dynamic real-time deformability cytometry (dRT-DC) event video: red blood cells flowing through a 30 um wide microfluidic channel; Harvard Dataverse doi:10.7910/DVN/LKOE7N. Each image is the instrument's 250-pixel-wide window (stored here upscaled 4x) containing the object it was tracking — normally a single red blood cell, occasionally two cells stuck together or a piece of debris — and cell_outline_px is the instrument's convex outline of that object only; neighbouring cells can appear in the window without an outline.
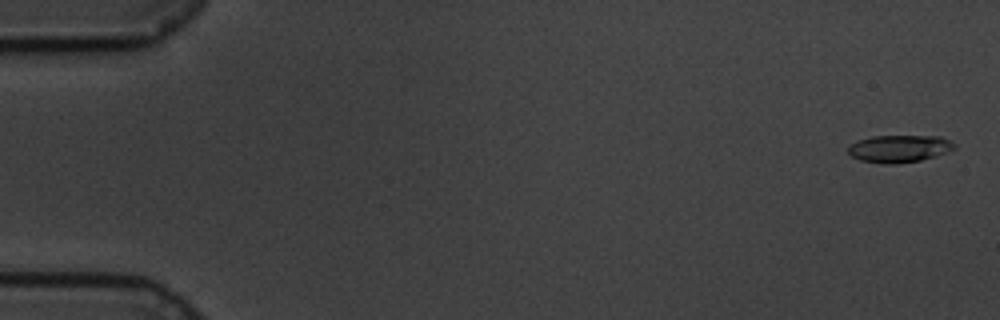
{"species": "common noctule bat (a hibernating species)", "species_latin": "Nyctalus noctula", "temperature_condition": "cold", "stored_images_in_passage": 60, "camera_frame_rate_fps": 3000, "um_per_image_px": 0.085, "animal": {"sex": "male", "body_mass_g": 19.5, "forearm_length_mm": 54.6}, "frame": {"image": 1, "passage_image": 2, "time_ms": 0.333, "image_size_px": [1000, 320], "cell_outline_px": [[956, 148], [936, 156], [920, 160], [896, 164], [888, 164], [860, 160], [852, 156], [848, 152], [848, 148], [852, 144], [860, 140], [872, 136], [940, 136], [956, 144]], "centroid_in_image_um": [76.46, 12.63], "position_along_channel_um": 8.5, "area_um2": 16.76}}
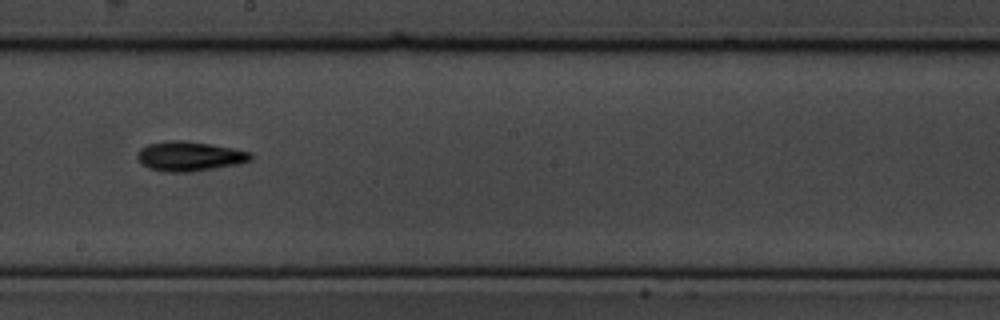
{"frame": {"image": 2, "passage_image": 34, "time_ms": 11.0, "image_size_px": [1000, 320], "cell_outline_px": [[252, 160], [236, 164], [192, 172], [164, 172], [148, 168], [136, 156], [136, 152], [140, 148], [148, 144], [168, 140], [184, 140], [232, 148], [252, 152]], "centroid_in_image_um": [16.08, 13.28], "position_along_channel_um": 232.1, "area_um2": 19.54}}
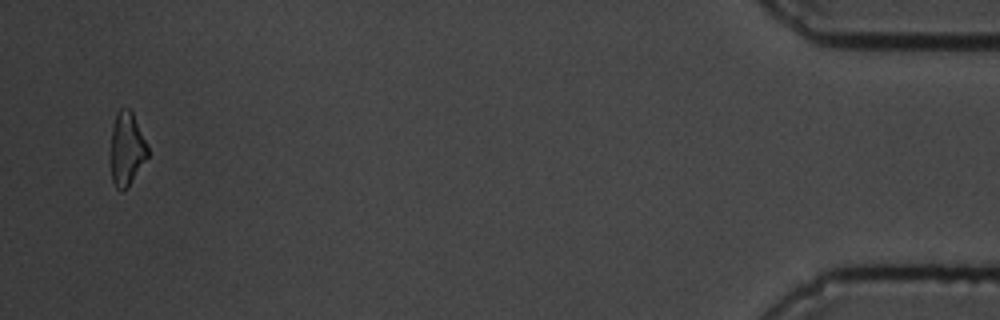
{"frame": {"image": 3, "passage_image": 58, "time_ms": 19.0, "image_size_px": [1000, 320], "cell_outline_px": [[148, 156], [128, 188], [124, 192], [120, 192], [116, 188], [112, 180], [112, 124], [120, 108], [128, 108], [132, 112], [148, 144]], "centroid_in_image_um": [10.8, 12.69], "position_along_channel_um": 424.4, "area_um2": 15.78}, "authors_computed_cell_mechanics": {"area_um2": 17.2244, "velocity_mm_per_s": 3.4139, "shape_relaxation_time_tau1_ms": 2.7306, "shape_relaxation_time_tau2_ms": 11.3322, "deformation_change_tau1": 0.1047, "deformation_change_tau2": 0.2276}}